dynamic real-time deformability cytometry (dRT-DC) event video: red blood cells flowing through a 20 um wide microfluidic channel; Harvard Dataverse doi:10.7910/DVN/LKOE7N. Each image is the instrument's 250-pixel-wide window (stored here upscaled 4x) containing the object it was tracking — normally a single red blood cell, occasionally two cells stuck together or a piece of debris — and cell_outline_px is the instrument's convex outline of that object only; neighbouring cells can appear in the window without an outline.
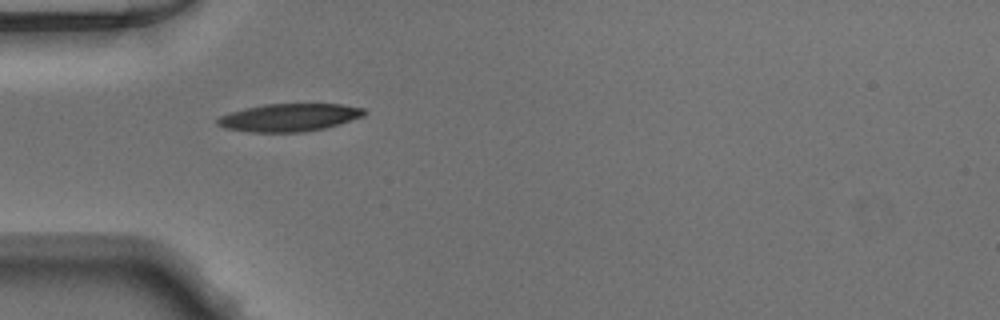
{"species": "Egyptian fruit bat (a non-hibernating species)", "species_latin": "Rousettus aegyptiacus", "temperature_condition": "warm", "stored_images_in_passage": 35, "camera_frame_rate_fps": 3000, "um_per_image_px": 0.085, "animal": {"sex": "male"}, "frame": {"image": 1, "passage_image": 1, "time_ms": 0.0, "image_size_px": [1000, 320], "cell_outline_px": [[368, 112], [364, 116], [324, 128], [304, 132], [252, 132], [224, 128], [216, 124], [216, 120], [220, 116], [232, 112], [264, 104], [340, 104], [364, 108]], "centroid_in_image_um": [24.6, 9.99], "position_along_channel_um": 60.4, "area_um2": 23.58}}
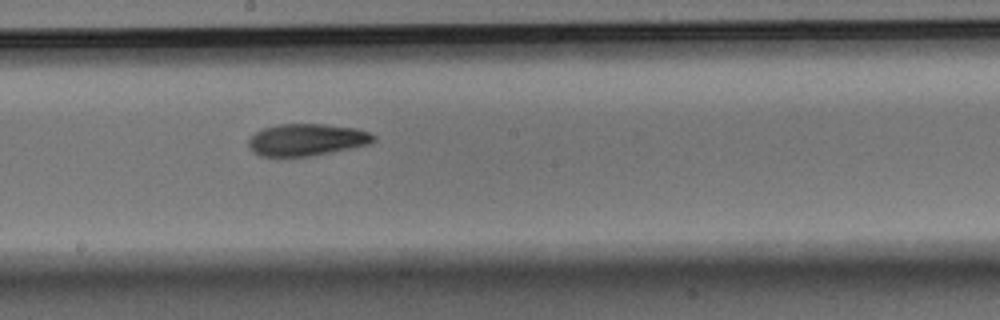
{"frame": {"image": 2, "passage_image": 13, "time_ms": 4.0, "image_size_px": [1000, 320], "cell_outline_px": [[376, 140], [368, 144], [352, 148], [308, 156], [260, 156], [252, 152], [248, 144], [248, 140], [256, 132], [264, 128], [276, 124], [324, 124], [356, 128], [368, 132], [376, 136]], "centroid_in_image_um": [26.06, 11.87], "position_along_channel_um": 222.1, "area_um2": 23.24}}
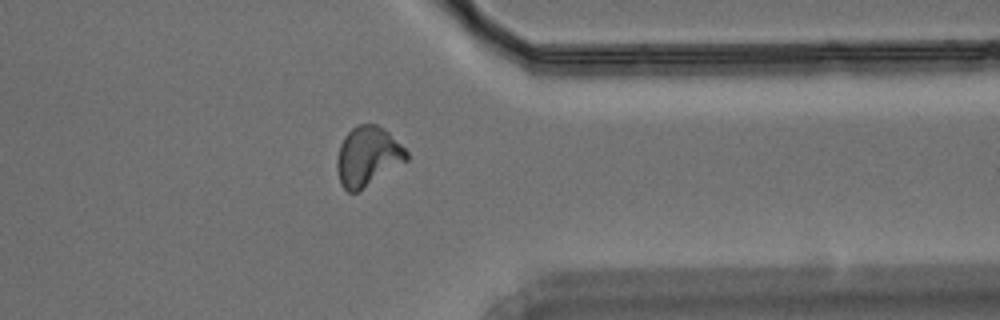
{"frame": {"image": 3, "passage_image": 25, "time_ms": 8.0, "image_size_px": [1000, 320], "cell_outline_px": [[408, 160], [356, 192], [348, 192], [340, 184], [336, 168], [336, 160], [340, 144], [344, 136], [352, 128], [360, 124], [376, 124], [384, 128], [408, 152]], "centroid_in_image_um": [31.23, 13.28], "position_along_channel_um": 380.2, "area_um2": 23.93}}